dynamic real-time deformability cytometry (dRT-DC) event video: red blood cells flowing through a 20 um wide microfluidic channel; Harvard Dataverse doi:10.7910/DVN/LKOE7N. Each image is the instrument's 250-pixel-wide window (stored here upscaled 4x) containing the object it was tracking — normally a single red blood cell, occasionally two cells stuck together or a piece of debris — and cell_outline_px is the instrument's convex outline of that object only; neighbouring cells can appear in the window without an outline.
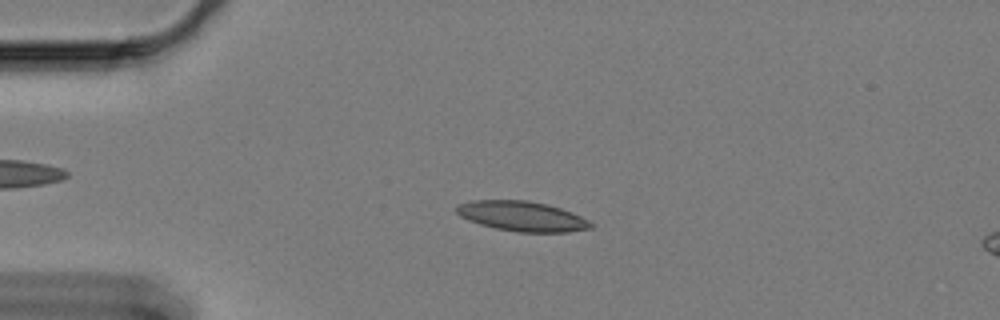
{"species": "Egyptian fruit bat (a non-hibernating species)", "species_latin": "Rousettus aegyptiacus", "temperature_condition": "cold", "stored_images_in_passage": 60, "camera_frame_rate_fps": 3000, "um_per_image_px": 0.085, "animal": {"sex": "female"}, "frame": {"image": 1, "passage_image": 14, "time_ms": 4.333, "image_size_px": [1000, 320], "cell_outline_px": [[592, 228], [568, 232], [516, 232], [496, 228], [480, 224], [468, 220], [460, 216], [456, 212], [456, 204], [472, 200], [528, 200], [548, 204], [572, 212], [588, 220], [592, 224]], "centroid_in_image_um": [44.35, 18.37], "position_along_channel_um": 40.6, "area_um2": 23.52}}
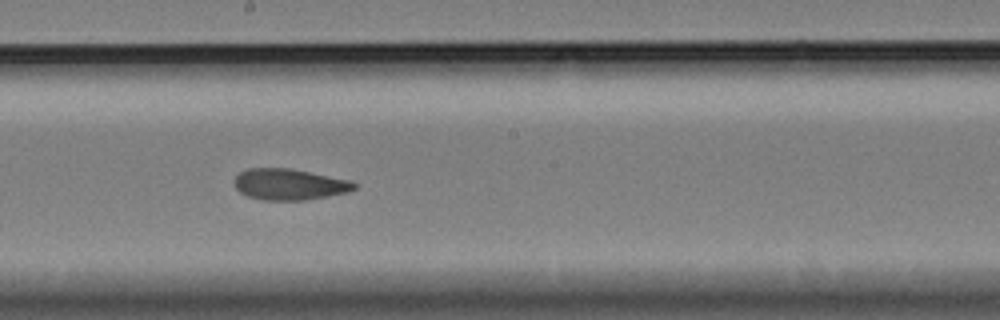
{"frame": {"image": 2, "passage_image": 33, "time_ms": 10.667, "image_size_px": [1000, 320], "cell_outline_px": [[356, 188], [348, 192], [328, 196], [304, 200], [264, 200], [248, 196], [240, 192], [236, 188], [232, 180], [240, 172], [248, 168], [288, 168], [352, 180], [356, 184]], "centroid_in_image_um": [24.58, 15.67], "position_along_channel_um": 223.6, "area_um2": 21.79}}
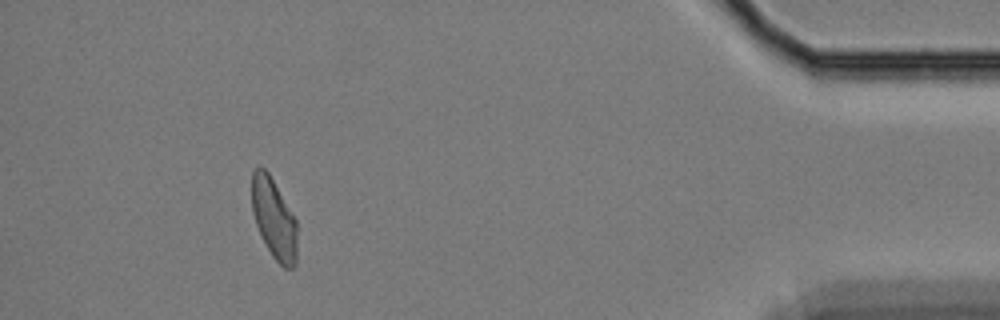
{"frame": {"image": 3, "passage_image": 55, "time_ms": 18.0, "image_size_px": [1000, 320], "cell_outline_px": [[296, 264], [292, 268], [284, 268], [272, 256], [256, 224], [252, 212], [252, 172], [256, 168], [264, 168], [268, 172], [296, 220]], "centroid_in_image_um": [23.28, 18.59], "position_along_channel_um": 411.9, "area_um2": 20.75}, "authors_computed_cell_mechanics": {"area_um2": 22.1952, "velocity_mm_per_s": 3.3247, "shape_relaxation_time_tau1_ms": 9.3843, "shape_relaxation_time_tau2_ms": 4.0536, "deformation_change_tau1": 0.2018, "deformation_change_tau2": 0.0805}}